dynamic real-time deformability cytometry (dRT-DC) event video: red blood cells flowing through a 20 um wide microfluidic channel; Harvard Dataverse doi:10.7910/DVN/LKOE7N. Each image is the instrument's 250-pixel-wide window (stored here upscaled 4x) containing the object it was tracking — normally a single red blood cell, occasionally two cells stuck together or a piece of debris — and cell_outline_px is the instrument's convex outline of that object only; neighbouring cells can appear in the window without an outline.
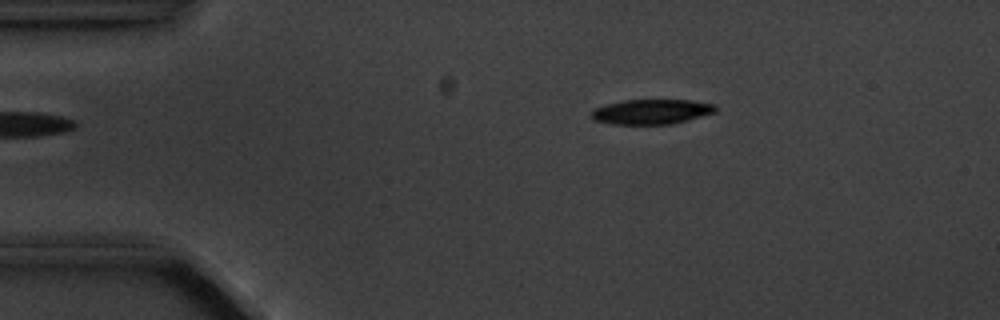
{"species": "common noctule bat (a hibernating species)", "species_latin": "Nyctalus noctula", "temperature_condition": "cold", "stored_images_in_passage": 2, "camera_frame_rate_fps": 3000, "um_per_image_px": 0.085, "animal": {"sex": "male", "body_mass_g": 20.1, "forearm_length_mm": 53.5}, "frame": {"image": 1, "passage_image": 2, "time_ms": 1.0, "image_size_px": [1000, 320], "cell_outline_px": [[716, 112], [688, 120], [672, 124], [612, 124], [596, 120], [592, 116], [592, 112], [596, 108], [608, 104], [624, 100], [692, 100], [716, 104]], "centroid_in_image_um": [55.45, 9.49], "position_along_channel_um": 29.6, "area_um2": 17.86}}